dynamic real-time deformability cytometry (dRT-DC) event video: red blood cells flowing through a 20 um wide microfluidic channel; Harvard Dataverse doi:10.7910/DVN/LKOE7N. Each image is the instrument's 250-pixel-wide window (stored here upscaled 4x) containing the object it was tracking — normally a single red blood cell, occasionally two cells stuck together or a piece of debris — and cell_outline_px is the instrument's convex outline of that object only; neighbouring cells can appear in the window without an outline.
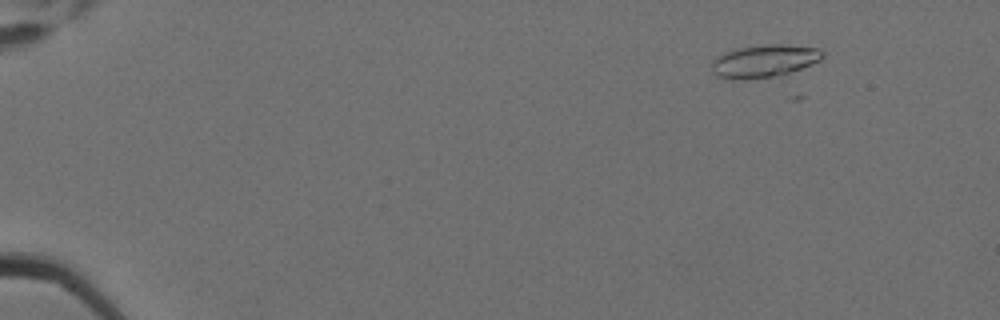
{"species": "Egyptian fruit bat (a non-hibernating species)", "species_latin": "Rousettus aegyptiacus", "temperature_condition": "cold", "stored_images_in_passage": 6, "camera_frame_rate_fps": 3000, "um_per_image_px": 0.085, "animal": {"sex": "female"}, "frame": {"image": 1, "passage_image": 3, "time_ms": 0.667, "image_size_px": [1000, 320], "cell_outline_px": [[824, 56], [820, 60], [812, 64], [780, 76], [732, 80], [720, 76], [712, 68], [712, 60], [716, 56], [736, 48], [764, 44], [788, 44], [820, 48], [824, 52]], "centroid_in_image_um": [65.0, 5.17], "position_along_channel_um": 20.0, "area_um2": 21.21}}